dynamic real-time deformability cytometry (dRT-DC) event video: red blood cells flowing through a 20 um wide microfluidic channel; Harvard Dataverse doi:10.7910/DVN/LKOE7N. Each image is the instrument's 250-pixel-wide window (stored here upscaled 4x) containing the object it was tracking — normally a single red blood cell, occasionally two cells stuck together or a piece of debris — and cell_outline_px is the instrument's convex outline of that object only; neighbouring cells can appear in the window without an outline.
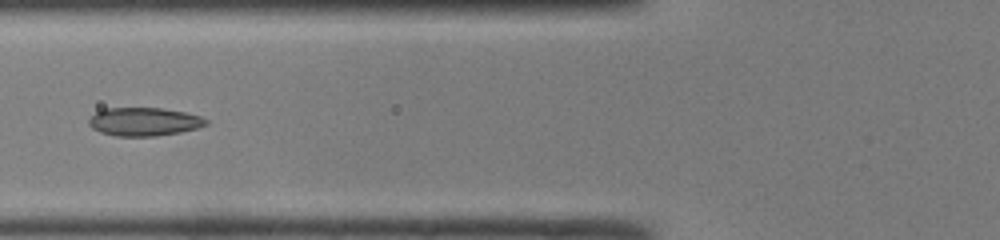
{"species": "common noctule bat (a hibernating species)", "species_latin": "Nyctalus noctula", "temperature_condition": "room temperature", "stored_images_in_passage": 34, "camera_frame_rate_fps": 3000, "um_per_image_px": 0.085, "animal": {"sex": "male", "body_mass_g": 19.0, "forearm_length_mm": 50.8}, "frame": {"image": 1, "passage_image": 5, "time_ms": 1.333, "image_size_px": [1000, 240], "cell_outline_px": [[208, 124], [196, 128], [180, 132], [156, 136], [116, 136], [100, 132], [92, 128], [88, 124], [88, 120], [96, 112], [104, 108], [164, 108], [184, 112], [200, 116], [208, 120]], "centroid_in_image_um": [12.23, 10.34], "position_along_channel_um": 113.6, "area_um2": 19.36}}
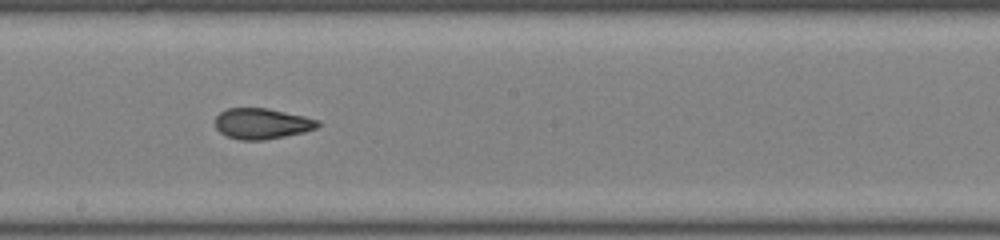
{"frame": {"image": 2, "passage_image": 13, "time_ms": 4.0, "image_size_px": [1000, 240], "cell_outline_px": [[320, 124], [316, 128], [304, 132], [264, 140], [240, 140], [224, 136], [216, 128], [216, 116], [220, 112], [228, 108], [268, 108], [304, 116], [320, 120]], "centroid_in_image_um": [22.25, 10.51], "position_along_channel_um": 225.9, "area_um2": 18.44}}
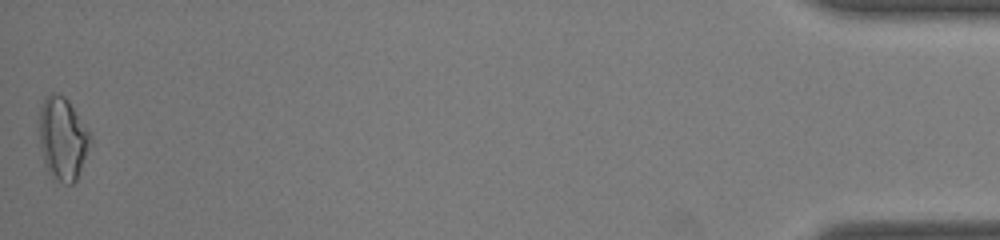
{"frame": {"image": 3, "passage_image": 34, "time_ms": 11.0, "image_size_px": [1000, 240], "cell_outline_px": [[92, 144], [76, 180], [72, 184], [64, 184], [48, 172], [40, 148], [40, 108], [44, 100], [52, 92], [64, 96], [68, 100], [92, 136]], "centroid_in_image_um": [5.36, 11.79], "position_along_channel_um": 429.8, "area_um2": 24.45}, "authors_computed_cell_mechanics": {"area_um2": 18.9584, "velocity_mm_per_s": 4.2251, "shape_relaxation_time_tau1_ms": null, "shape_relaxation_time_tau2_ms": 1.2602, "deformation_change_tau1": null, "deformation_change_tau2": 0.0685}}